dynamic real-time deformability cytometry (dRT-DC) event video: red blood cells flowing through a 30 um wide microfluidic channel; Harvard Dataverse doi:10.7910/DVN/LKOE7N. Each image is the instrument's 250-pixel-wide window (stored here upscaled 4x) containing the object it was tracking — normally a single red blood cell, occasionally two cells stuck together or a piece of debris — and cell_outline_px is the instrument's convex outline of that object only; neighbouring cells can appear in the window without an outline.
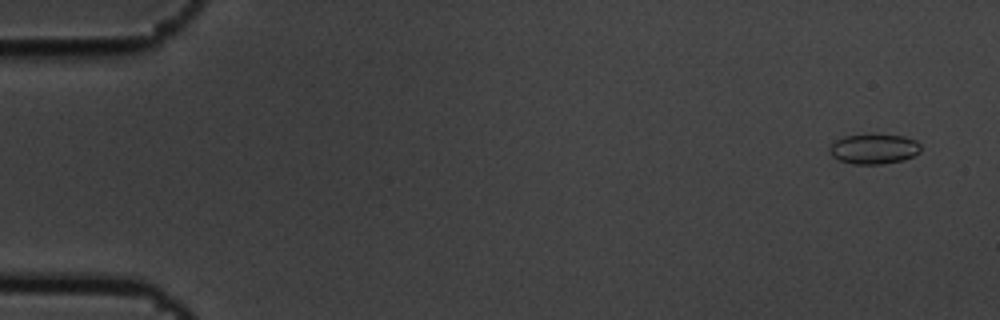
{"species": "common noctule bat (a hibernating species)", "species_latin": "Nyctalus noctula", "temperature_condition": "cold", "stored_images_in_passage": 5, "camera_frame_rate_fps": 3000, "um_per_image_px": 0.085, "animal": {"sex": "male", "body_mass_g": 19.5, "forearm_length_mm": 54.6}, "frame": {"image": 1, "passage_image": 1, "time_ms": 0.0, "image_size_px": [1000, 320], "cell_outline_px": [[920, 152], [904, 160], [880, 164], [852, 164], [840, 160], [832, 156], [828, 152], [828, 148], [836, 140], [844, 136], [904, 136], [916, 140], [920, 144]], "centroid_in_image_um": [74.27, 12.69], "position_along_channel_um": 10.7, "area_um2": 15.61}}